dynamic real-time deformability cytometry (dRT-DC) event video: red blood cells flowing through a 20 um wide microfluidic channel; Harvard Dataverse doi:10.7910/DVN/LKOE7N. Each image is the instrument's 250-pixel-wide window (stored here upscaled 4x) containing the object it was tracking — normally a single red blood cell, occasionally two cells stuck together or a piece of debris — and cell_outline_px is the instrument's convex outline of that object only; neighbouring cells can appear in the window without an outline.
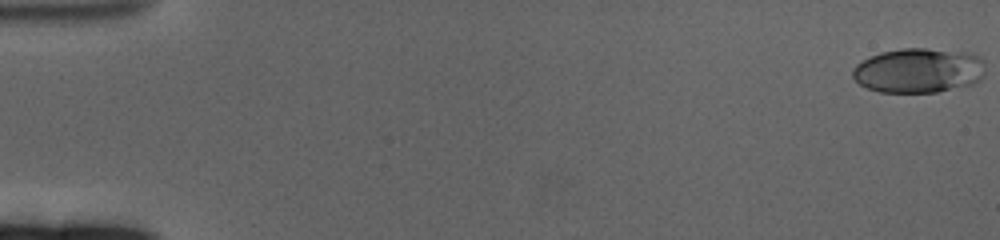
{"species": "human", "species_latin": "Homo sapiens", "temperature_condition": "cold", "stored_images_in_passage": 63, "camera_frame_rate_fps": 3000, "um_per_image_px": 0.085, "donor": {"sex": "female"}, "frame": {"image": 1, "passage_image": 1, "time_ms": 0.0, "image_size_px": [1000, 240], "cell_outline_px": [[984, 76], [980, 80], [972, 84], [936, 92], [880, 92], [868, 88], [860, 84], [852, 76], [852, 68], [856, 64], [880, 52], [904, 48], [924, 48], [976, 52], [984, 60]], "centroid_in_image_um": [78.13, 5.97], "position_along_channel_um": 6.9, "area_um2": 34.91}}
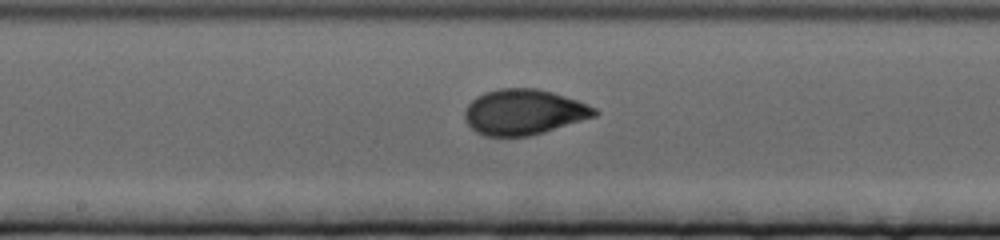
{"frame": {"image": 2, "passage_image": 34, "time_ms": 11.0, "image_size_px": [1000, 240], "cell_outline_px": [[600, 112], [596, 116], [544, 132], [528, 136], [484, 136], [476, 132], [464, 120], [464, 112], [468, 104], [476, 96], [484, 92], [500, 88], [536, 88], [552, 92], [576, 100], [596, 108]], "centroid_in_image_um": [44.5, 9.52], "position_along_channel_um": 203.7, "area_um2": 34.39}}
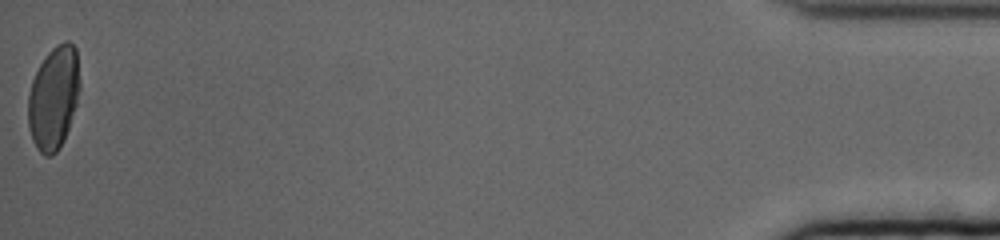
{"frame": {"image": 3, "passage_image": 63, "time_ms": 20.667, "image_size_px": [1000, 240], "cell_outline_px": [[80, 88], [76, 104], [64, 140], [60, 148], [52, 156], [44, 156], [36, 148], [32, 140], [28, 128], [28, 96], [32, 80], [40, 64], [48, 52], [56, 44], [64, 40], [68, 40], [76, 48], [80, 80]], "centroid_in_image_um": [4.56, 8.31], "position_along_channel_um": 430.6, "area_um2": 31.33}, "authors_computed_cell_mechanics": {"area_um2": 33.235, "velocity_mm_per_s": 3.2697, "shape_relaxation_time_tau1_ms": 4.4966, "shape_relaxation_time_tau2_ms": null, "deformation_change_tau1": 0.1786, "deformation_change_tau2": null}}